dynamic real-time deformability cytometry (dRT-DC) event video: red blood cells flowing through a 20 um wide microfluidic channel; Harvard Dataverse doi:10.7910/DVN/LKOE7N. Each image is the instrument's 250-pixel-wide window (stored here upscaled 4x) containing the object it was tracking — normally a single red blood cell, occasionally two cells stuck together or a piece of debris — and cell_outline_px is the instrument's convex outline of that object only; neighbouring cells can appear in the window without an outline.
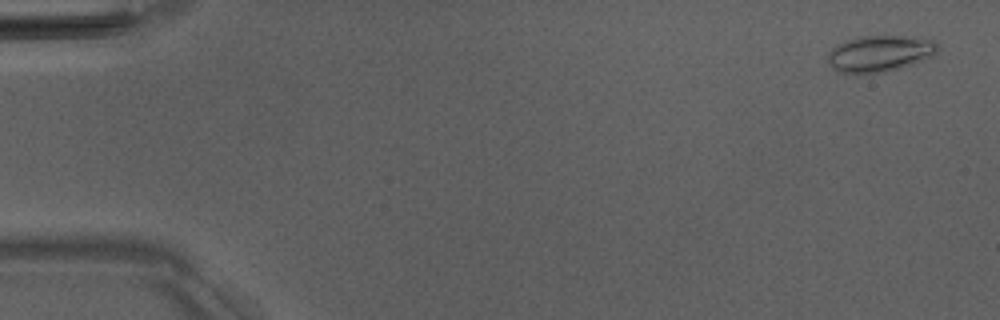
{"species": "Egyptian fruit bat (a non-hibernating species)", "species_latin": "Rousettus aegyptiacus", "temperature_condition": "room temperature", "stored_images_in_passage": 4, "camera_frame_rate_fps": 3000, "um_per_image_px": 0.085, "animal": {"sex": "male"}, "frame": {"image": 1, "passage_image": 1, "time_ms": 0.0, "image_size_px": [1000, 320], "cell_outline_px": [[940, 44], [936, 52], [932, 56], [912, 64], [884, 72], [840, 72], [832, 68], [828, 64], [828, 56], [832, 48], [840, 44], [860, 36], [904, 36], [936, 40]], "centroid_in_image_um": [74.82, 4.53], "position_along_channel_um": 10.2, "area_um2": 22.83}}